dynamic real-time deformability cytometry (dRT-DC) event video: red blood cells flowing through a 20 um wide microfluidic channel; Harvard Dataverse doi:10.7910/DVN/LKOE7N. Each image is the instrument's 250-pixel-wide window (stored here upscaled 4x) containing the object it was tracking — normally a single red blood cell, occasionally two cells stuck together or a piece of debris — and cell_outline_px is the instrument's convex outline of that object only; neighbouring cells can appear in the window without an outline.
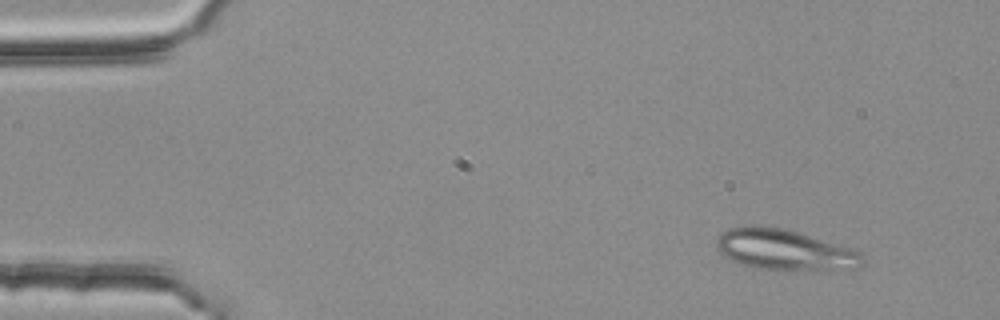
{"species": "common noctule bat (a hibernating species)", "species_latin": "Nyctalus noctula", "temperature_condition": "room temperature", "stored_images_in_passage": 3, "camera_frame_rate_fps": 3000, "um_per_image_px": 0.085, "animal": {"sex": "female", "body_mass_g": 25.1}, "frame": {"image": 1, "passage_image": 1, "time_ms": 0.0, "image_size_px": [1000, 320], "cell_outline_px": [[864, 260], [856, 268], [756, 268], [740, 264], [724, 256], [716, 248], [716, 240], [720, 232], [728, 228], [748, 224], [764, 224], [784, 228], [852, 248], [860, 252], [864, 256]], "centroid_in_image_um": [66.58, 21.16], "position_along_channel_um": 18.4, "area_um2": 34.22}}